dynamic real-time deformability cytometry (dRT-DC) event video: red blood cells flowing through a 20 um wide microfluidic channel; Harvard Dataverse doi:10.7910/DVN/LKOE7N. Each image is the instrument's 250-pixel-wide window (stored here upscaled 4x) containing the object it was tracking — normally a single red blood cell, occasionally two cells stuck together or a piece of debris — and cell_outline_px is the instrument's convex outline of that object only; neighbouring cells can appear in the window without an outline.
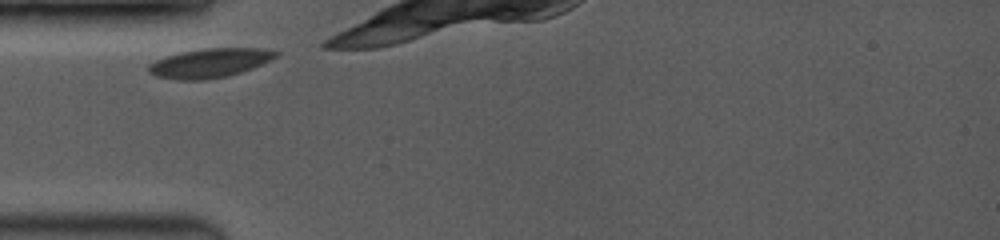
{"species": "common noctule bat (a hibernating species)", "species_latin": "Nyctalus noctula", "temperature_condition": "room temperature", "stored_images_in_passage": 5, "camera_frame_rate_fps": 3500, "um_per_image_px": 0.085, "animal": {"sex": "female", "body_mass_g": 19.0, "forearm_length_mm": 53.3}, "frame": {"image": 1, "passage_image": 1, "time_ms": 0.0, "image_size_px": [1000, 240], "cell_outline_px": [[280, 56], [272, 60], [252, 68], [228, 76], [204, 80], [180, 80], [156, 76], [148, 72], [148, 64], [156, 60], [168, 56], [184, 52], [204, 48], [264, 48], [280, 52]], "centroid_in_image_um": [17.88, 5.35], "position_along_channel_um": 67.1, "area_um2": 21.62}}
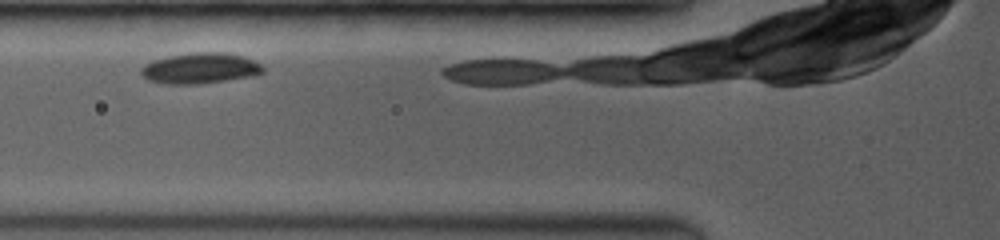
{"frame": {"image": 2, "passage_image": 3, "time_ms": 1.143, "image_size_px": [1000, 240], "cell_outline_px": [[264, 72], [252, 76], [196, 84], [164, 84], [148, 80], [140, 72], [140, 68], [144, 64], [152, 60], [168, 56], [196, 52], [224, 52], [244, 56], [260, 64], [264, 68]], "centroid_in_image_um": [16.98, 5.79], "position_along_channel_um": 108.8, "area_um2": 21.79}}